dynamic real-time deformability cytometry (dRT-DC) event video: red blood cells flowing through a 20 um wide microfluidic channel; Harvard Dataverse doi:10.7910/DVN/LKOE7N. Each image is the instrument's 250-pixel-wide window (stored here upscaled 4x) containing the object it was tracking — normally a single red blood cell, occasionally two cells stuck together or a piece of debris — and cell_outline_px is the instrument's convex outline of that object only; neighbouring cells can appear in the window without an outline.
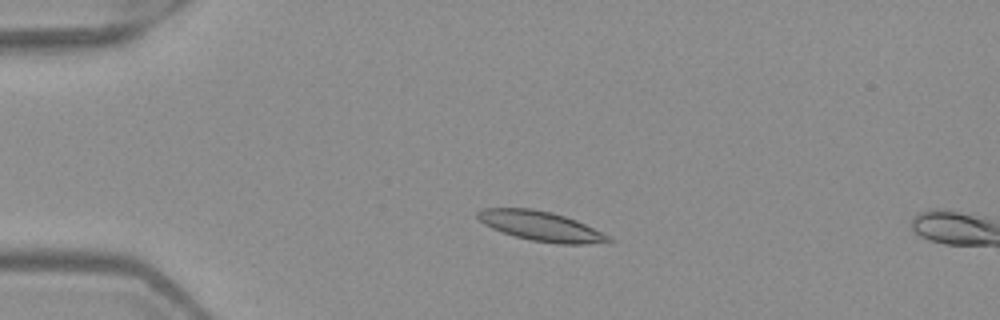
{"species": "Egyptian fruit bat (a non-hibernating species)", "species_latin": "Rousettus aegyptiacus", "temperature_condition": "warm", "stored_images_in_passage": 4, "camera_frame_rate_fps": 3000, "um_per_image_px": 0.085, "frame": {"image": 1, "passage_image": 3, "time_ms": 0.667, "image_size_px": [1000, 320], "cell_outline_px": [[616, 240], [588, 244], [556, 244], [532, 240], [516, 236], [492, 228], [484, 224], [476, 216], [476, 212], [484, 208], [532, 208], [552, 212], [576, 220]], "centroid_in_image_um": [45.95, 19.21], "position_along_channel_um": 39.1, "area_um2": 22.31}}